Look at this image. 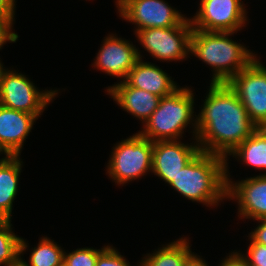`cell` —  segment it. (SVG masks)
Returning a JSON list of instances; mask_svg holds the SVG:
<instances>
[{"mask_svg": "<svg viewBox=\"0 0 266 266\" xmlns=\"http://www.w3.org/2000/svg\"><path fill=\"white\" fill-rule=\"evenodd\" d=\"M197 115L201 151L227 157L258 128L228 83H211Z\"/></svg>", "mask_w": 266, "mask_h": 266, "instance_id": "6da1fadb", "label": "cell"}, {"mask_svg": "<svg viewBox=\"0 0 266 266\" xmlns=\"http://www.w3.org/2000/svg\"><path fill=\"white\" fill-rule=\"evenodd\" d=\"M168 185L187 200L217 208L227 199L226 159L200 151Z\"/></svg>", "mask_w": 266, "mask_h": 266, "instance_id": "7a4b0ae2", "label": "cell"}, {"mask_svg": "<svg viewBox=\"0 0 266 266\" xmlns=\"http://www.w3.org/2000/svg\"><path fill=\"white\" fill-rule=\"evenodd\" d=\"M237 33L193 29L190 55L211 67V83H228L257 57L244 43L231 39Z\"/></svg>", "mask_w": 266, "mask_h": 266, "instance_id": "3957f363", "label": "cell"}, {"mask_svg": "<svg viewBox=\"0 0 266 266\" xmlns=\"http://www.w3.org/2000/svg\"><path fill=\"white\" fill-rule=\"evenodd\" d=\"M193 91L189 86L180 87L169 96L162 97L138 133L153 142L180 140L189 126L192 128L191 140L197 138V115L194 112L196 99Z\"/></svg>", "mask_w": 266, "mask_h": 266, "instance_id": "277c9868", "label": "cell"}, {"mask_svg": "<svg viewBox=\"0 0 266 266\" xmlns=\"http://www.w3.org/2000/svg\"><path fill=\"white\" fill-rule=\"evenodd\" d=\"M106 165V174L116 185L142 179L152 172L153 141L138 132L113 147Z\"/></svg>", "mask_w": 266, "mask_h": 266, "instance_id": "5b68a950", "label": "cell"}, {"mask_svg": "<svg viewBox=\"0 0 266 266\" xmlns=\"http://www.w3.org/2000/svg\"><path fill=\"white\" fill-rule=\"evenodd\" d=\"M18 72L13 68H7L5 71L0 86V104L10 109L27 112L38 119L59 95L60 89H38L27 75Z\"/></svg>", "mask_w": 266, "mask_h": 266, "instance_id": "8992f818", "label": "cell"}, {"mask_svg": "<svg viewBox=\"0 0 266 266\" xmlns=\"http://www.w3.org/2000/svg\"><path fill=\"white\" fill-rule=\"evenodd\" d=\"M193 27L190 18L179 26L146 28L136 31L135 37L152 58L162 62L183 61L190 58V39Z\"/></svg>", "mask_w": 266, "mask_h": 266, "instance_id": "52a82bcc", "label": "cell"}, {"mask_svg": "<svg viewBox=\"0 0 266 266\" xmlns=\"http://www.w3.org/2000/svg\"><path fill=\"white\" fill-rule=\"evenodd\" d=\"M256 57L229 82L251 121L258 127L266 128V66Z\"/></svg>", "mask_w": 266, "mask_h": 266, "instance_id": "ba28073f", "label": "cell"}, {"mask_svg": "<svg viewBox=\"0 0 266 266\" xmlns=\"http://www.w3.org/2000/svg\"><path fill=\"white\" fill-rule=\"evenodd\" d=\"M114 2L119 17L136 27L134 33L146 28L179 26L187 18L165 0H115Z\"/></svg>", "mask_w": 266, "mask_h": 266, "instance_id": "9c48e42d", "label": "cell"}, {"mask_svg": "<svg viewBox=\"0 0 266 266\" xmlns=\"http://www.w3.org/2000/svg\"><path fill=\"white\" fill-rule=\"evenodd\" d=\"M242 0H205L189 17L193 29L206 32H238L247 27V9ZM246 25V26H245Z\"/></svg>", "mask_w": 266, "mask_h": 266, "instance_id": "30bf717a", "label": "cell"}, {"mask_svg": "<svg viewBox=\"0 0 266 266\" xmlns=\"http://www.w3.org/2000/svg\"><path fill=\"white\" fill-rule=\"evenodd\" d=\"M101 45L91 65L110 77L120 79V82L126 79L136 62L144 57L130 39L118 37L116 33L107 34Z\"/></svg>", "mask_w": 266, "mask_h": 266, "instance_id": "8fae6325", "label": "cell"}, {"mask_svg": "<svg viewBox=\"0 0 266 266\" xmlns=\"http://www.w3.org/2000/svg\"><path fill=\"white\" fill-rule=\"evenodd\" d=\"M228 166L226 164L227 199L237 203L238 218L252 221L266 218V175L259 173L234 181Z\"/></svg>", "mask_w": 266, "mask_h": 266, "instance_id": "7c38bea8", "label": "cell"}, {"mask_svg": "<svg viewBox=\"0 0 266 266\" xmlns=\"http://www.w3.org/2000/svg\"><path fill=\"white\" fill-rule=\"evenodd\" d=\"M180 140L153 142L152 172L169 184L201 150L197 139L190 144Z\"/></svg>", "mask_w": 266, "mask_h": 266, "instance_id": "4fadbf2b", "label": "cell"}, {"mask_svg": "<svg viewBox=\"0 0 266 266\" xmlns=\"http://www.w3.org/2000/svg\"><path fill=\"white\" fill-rule=\"evenodd\" d=\"M37 118L0 104V154L20 156Z\"/></svg>", "mask_w": 266, "mask_h": 266, "instance_id": "5bb4252c", "label": "cell"}, {"mask_svg": "<svg viewBox=\"0 0 266 266\" xmlns=\"http://www.w3.org/2000/svg\"><path fill=\"white\" fill-rule=\"evenodd\" d=\"M105 89L107 95L111 96L121 109L140 120L142 124L156 110L161 99L148 91L129 86L125 81L116 82Z\"/></svg>", "mask_w": 266, "mask_h": 266, "instance_id": "9a60e30c", "label": "cell"}, {"mask_svg": "<svg viewBox=\"0 0 266 266\" xmlns=\"http://www.w3.org/2000/svg\"><path fill=\"white\" fill-rule=\"evenodd\" d=\"M139 59L124 80L129 86L136 87L159 97L169 96L181 86L177 85L160 66Z\"/></svg>", "mask_w": 266, "mask_h": 266, "instance_id": "2e32d148", "label": "cell"}, {"mask_svg": "<svg viewBox=\"0 0 266 266\" xmlns=\"http://www.w3.org/2000/svg\"><path fill=\"white\" fill-rule=\"evenodd\" d=\"M23 166L20 156L4 155L0 159V220L12 219L13 202L18 195Z\"/></svg>", "mask_w": 266, "mask_h": 266, "instance_id": "e0dca14e", "label": "cell"}, {"mask_svg": "<svg viewBox=\"0 0 266 266\" xmlns=\"http://www.w3.org/2000/svg\"><path fill=\"white\" fill-rule=\"evenodd\" d=\"M190 238L181 237L165 245H161L158 250L147 253L139 266H188L189 263L198 255L192 252Z\"/></svg>", "mask_w": 266, "mask_h": 266, "instance_id": "ac0fdd59", "label": "cell"}, {"mask_svg": "<svg viewBox=\"0 0 266 266\" xmlns=\"http://www.w3.org/2000/svg\"><path fill=\"white\" fill-rule=\"evenodd\" d=\"M230 156L242 162L240 164H246L259 171L265 170L263 172L266 175V128H257L251 136L227 155L226 164L230 163L228 162Z\"/></svg>", "mask_w": 266, "mask_h": 266, "instance_id": "d6986e66", "label": "cell"}, {"mask_svg": "<svg viewBox=\"0 0 266 266\" xmlns=\"http://www.w3.org/2000/svg\"><path fill=\"white\" fill-rule=\"evenodd\" d=\"M25 238L20 244V266H63L65 249L47 236L39 239L37 246L32 247L29 263L23 259L24 252L30 246ZM64 249V250H63Z\"/></svg>", "mask_w": 266, "mask_h": 266, "instance_id": "ffe728a7", "label": "cell"}, {"mask_svg": "<svg viewBox=\"0 0 266 266\" xmlns=\"http://www.w3.org/2000/svg\"><path fill=\"white\" fill-rule=\"evenodd\" d=\"M11 220H0V266L20 265L22 237L13 232Z\"/></svg>", "mask_w": 266, "mask_h": 266, "instance_id": "44dd1931", "label": "cell"}, {"mask_svg": "<svg viewBox=\"0 0 266 266\" xmlns=\"http://www.w3.org/2000/svg\"><path fill=\"white\" fill-rule=\"evenodd\" d=\"M107 246H102L101 249L95 248H77L71 252H64V261L63 266H95L98 255L106 248Z\"/></svg>", "mask_w": 266, "mask_h": 266, "instance_id": "7402d4cb", "label": "cell"}, {"mask_svg": "<svg viewBox=\"0 0 266 266\" xmlns=\"http://www.w3.org/2000/svg\"><path fill=\"white\" fill-rule=\"evenodd\" d=\"M249 246H247V252L242 253L237 251L239 255L245 260L247 266H266V245L253 242L249 237Z\"/></svg>", "mask_w": 266, "mask_h": 266, "instance_id": "603a6c76", "label": "cell"}, {"mask_svg": "<svg viewBox=\"0 0 266 266\" xmlns=\"http://www.w3.org/2000/svg\"><path fill=\"white\" fill-rule=\"evenodd\" d=\"M139 266V261L137 263ZM136 265V266H137ZM95 266H132L130 262L121 255V253L113 247V245H107V247L98 255Z\"/></svg>", "mask_w": 266, "mask_h": 266, "instance_id": "cb8c5ba5", "label": "cell"}, {"mask_svg": "<svg viewBox=\"0 0 266 266\" xmlns=\"http://www.w3.org/2000/svg\"><path fill=\"white\" fill-rule=\"evenodd\" d=\"M15 20L5 16H0V49L2 50L3 46L9 43L17 42L19 35L15 33L14 30ZM13 30V31H12Z\"/></svg>", "mask_w": 266, "mask_h": 266, "instance_id": "d4e9b609", "label": "cell"}, {"mask_svg": "<svg viewBox=\"0 0 266 266\" xmlns=\"http://www.w3.org/2000/svg\"><path fill=\"white\" fill-rule=\"evenodd\" d=\"M258 221L257 227L248 233V236L253 242L266 245V218L255 220Z\"/></svg>", "mask_w": 266, "mask_h": 266, "instance_id": "484cf974", "label": "cell"}, {"mask_svg": "<svg viewBox=\"0 0 266 266\" xmlns=\"http://www.w3.org/2000/svg\"><path fill=\"white\" fill-rule=\"evenodd\" d=\"M218 266H247V264L239 253L234 250L227 254Z\"/></svg>", "mask_w": 266, "mask_h": 266, "instance_id": "4316f807", "label": "cell"}, {"mask_svg": "<svg viewBox=\"0 0 266 266\" xmlns=\"http://www.w3.org/2000/svg\"><path fill=\"white\" fill-rule=\"evenodd\" d=\"M16 0H0V16L15 20Z\"/></svg>", "mask_w": 266, "mask_h": 266, "instance_id": "83f0119b", "label": "cell"}, {"mask_svg": "<svg viewBox=\"0 0 266 266\" xmlns=\"http://www.w3.org/2000/svg\"><path fill=\"white\" fill-rule=\"evenodd\" d=\"M206 260H204L200 255H197L188 266H209Z\"/></svg>", "mask_w": 266, "mask_h": 266, "instance_id": "f1b7e54d", "label": "cell"}, {"mask_svg": "<svg viewBox=\"0 0 266 266\" xmlns=\"http://www.w3.org/2000/svg\"><path fill=\"white\" fill-rule=\"evenodd\" d=\"M3 65L4 64L0 60V86H1V81H2L3 75H4L5 71L7 70Z\"/></svg>", "mask_w": 266, "mask_h": 266, "instance_id": "f546056e", "label": "cell"}]
</instances>
